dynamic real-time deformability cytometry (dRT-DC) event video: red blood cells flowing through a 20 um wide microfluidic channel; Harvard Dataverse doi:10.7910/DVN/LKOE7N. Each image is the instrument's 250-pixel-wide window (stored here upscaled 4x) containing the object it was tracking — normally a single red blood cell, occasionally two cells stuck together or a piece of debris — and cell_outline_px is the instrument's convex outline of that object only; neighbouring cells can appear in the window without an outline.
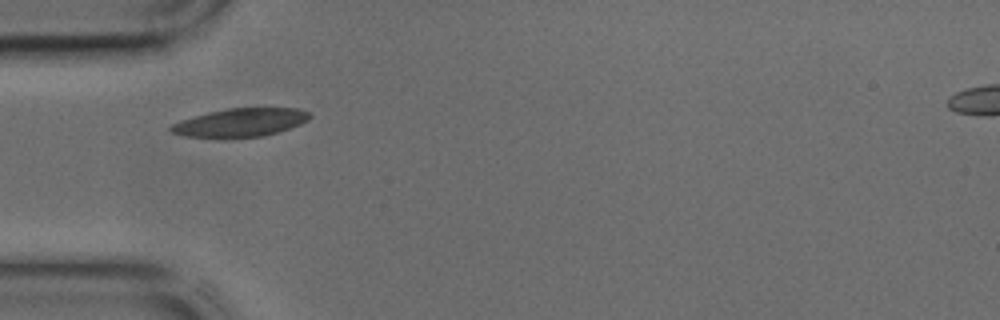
{"species": "common noctule bat (a hibernating species)", "species_latin": "Nyctalus noctula", "temperature_condition": "cold", "stored_images_in_passage": 32, "camera_frame_rate_fps": 3000, "um_per_image_px": 0.085, "animal": {"sex": "male", "body_mass_g": 17.9, "forearm_length_mm": 54.2}, "frame": {"image": 1, "passage_image": 1, "time_ms": 0.0, "image_size_px": [1000, 320], "cell_outline_px": [[312, 116], [308, 120], [300, 124], [264, 136], [232, 140], [220, 140], [184, 136], [172, 132], [168, 128], [172, 124], [180, 120], [208, 112], [228, 108], [300, 108], [308, 112]], "centroid_in_image_um": [20.38, 10.45], "position_along_channel_um": 64.6, "area_um2": 23.7}}
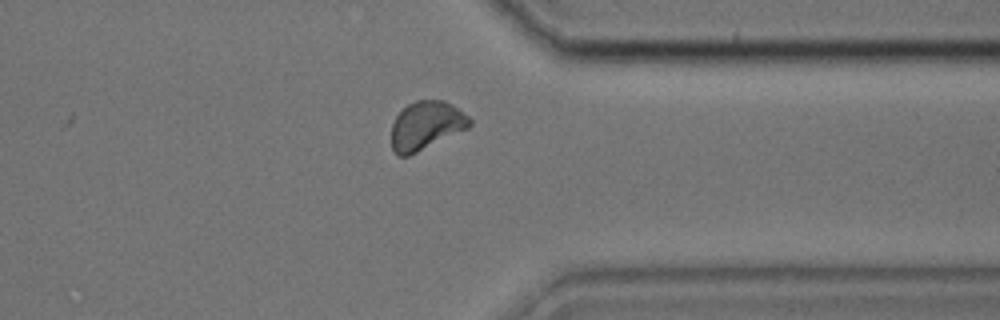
{"frame": {"image": 2, "passage_image": 22, "time_ms": 7.0, "image_size_px": [1000, 320], "cell_outline_px": [[472, 124], [468, 128], [408, 156], [396, 156], [392, 148], [392, 124], [396, 116], [408, 104], [416, 100], [444, 100], [452, 104], [468, 116], [472, 120]], "centroid_in_image_um": [36.22, 10.66], "position_along_channel_um": 375.2, "area_um2": 21.96}}
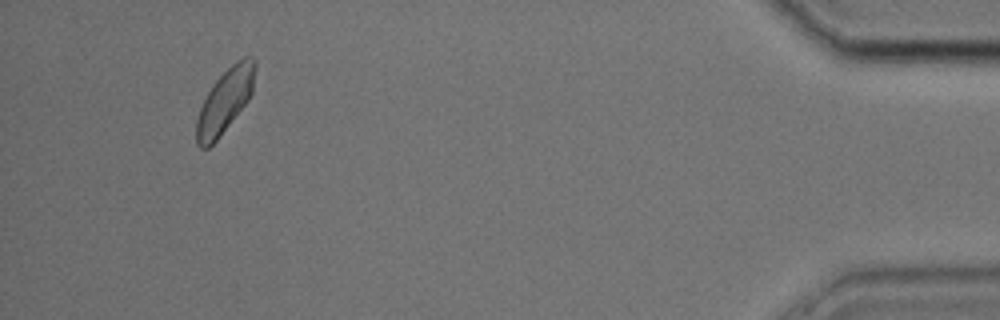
{"frame": {"image": 3, "passage_image": 29, "time_ms": 9.333, "image_size_px": [1000, 320], "cell_outline_px": [[256, 68], [252, 92], [248, 100], [220, 136], [208, 148], [200, 148], [196, 144], [196, 120], [200, 108], [212, 84], [236, 60], [244, 56], [252, 56], [256, 60]], "centroid_in_image_um": [19.13, 8.56], "position_along_channel_um": 416.1, "area_um2": 21.68}}